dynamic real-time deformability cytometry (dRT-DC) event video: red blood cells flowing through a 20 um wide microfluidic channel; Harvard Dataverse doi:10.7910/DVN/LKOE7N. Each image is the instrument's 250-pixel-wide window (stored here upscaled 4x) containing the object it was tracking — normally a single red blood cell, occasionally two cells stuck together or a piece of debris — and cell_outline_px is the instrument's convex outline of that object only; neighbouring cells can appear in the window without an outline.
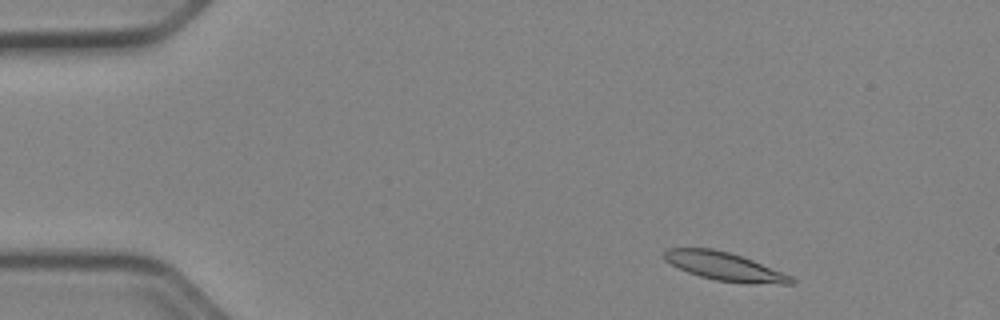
{"species": "Egyptian fruit bat (a non-hibernating species)", "species_latin": "Rousettus aegyptiacus", "temperature_condition": "cold", "stored_images_in_passage": 49, "camera_frame_rate_fps": 3000, "um_per_image_px": 0.085, "animal": {"sex": "female"}, "frame": {"image": 1, "passage_image": 4, "time_ms": 1.0, "image_size_px": [1000, 320], "cell_outline_px": [[796, 284], [744, 284], [716, 280], [700, 276], [688, 272], [664, 260], [664, 252], [668, 248], [712, 248], [728, 252], [752, 260], [792, 276], [796, 280]], "centroid_in_image_um": [61.63, 22.67], "position_along_channel_um": 23.4, "area_um2": 20.92}}
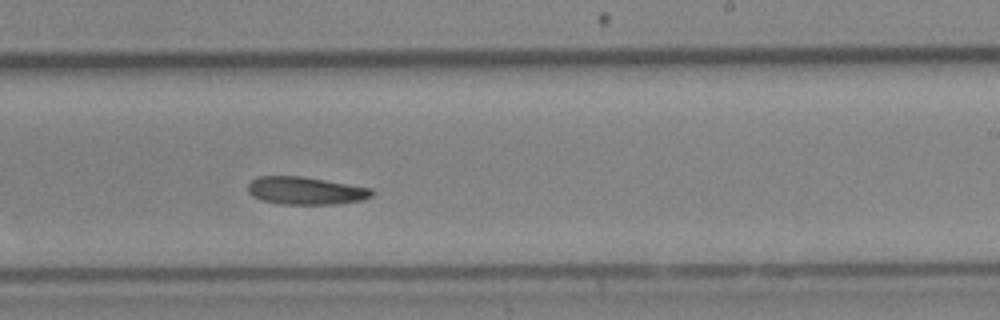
{"frame": {"image": 2, "passage_image": 29, "time_ms": 9.333, "image_size_px": [1000, 320], "cell_outline_px": [[376, 192], [372, 196], [360, 200], [336, 204], [280, 204], [260, 200], [252, 196], [248, 192], [248, 184], [252, 180], [260, 176], [300, 176], [372, 188]], "centroid_in_image_um": [25.97, 16.21], "position_along_channel_um": 263.0, "area_um2": 20.0}}
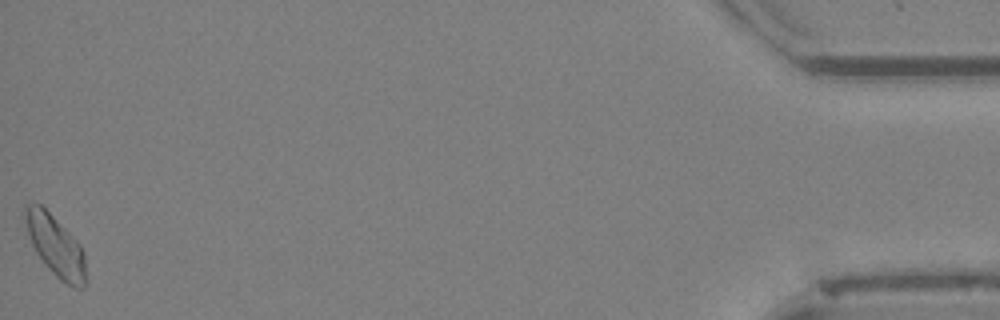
{"frame": {"image": 3, "passage_image": 49, "time_ms": 16.0, "image_size_px": [1000, 320], "cell_outline_px": [[88, 280], [80, 288], [72, 288], [60, 280], [48, 268], [36, 252], [32, 244], [28, 232], [24, 216], [24, 208], [28, 204], [40, 204], [80, 244], [84, 252]], "centroid_in_image_um": [4.76, 20.96], "position_along_channel_um": 430.4, "area_um2": 21.27}, "authors_computed_cell_mechanics": {"area_um2": 20.5768, "velocity_mm_per_s": 3.9033, "shape_relaxation_time_tau1_ms": 7.3292, "shape_relaxation_time_tau2_ms": null, "deformation_change_tau1": 0.1408, "deformation_change_tau2": null}}